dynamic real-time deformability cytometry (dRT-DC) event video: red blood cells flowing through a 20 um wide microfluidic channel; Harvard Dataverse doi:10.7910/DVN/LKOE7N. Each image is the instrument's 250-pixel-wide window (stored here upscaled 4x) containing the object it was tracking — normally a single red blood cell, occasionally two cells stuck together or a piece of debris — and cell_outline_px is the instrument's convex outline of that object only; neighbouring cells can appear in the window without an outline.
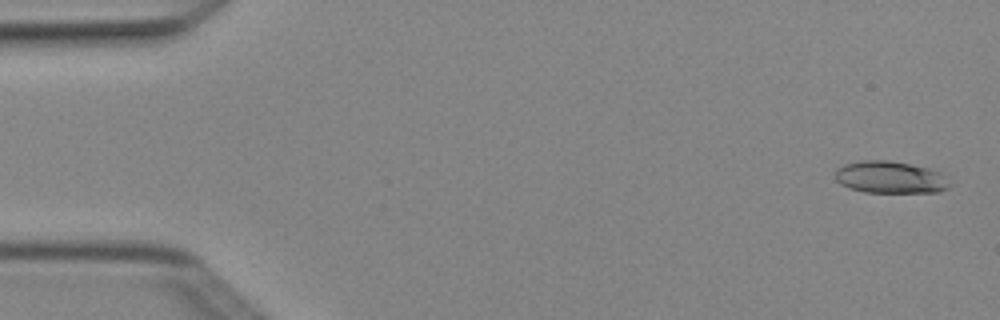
{"species": "Egyptian fruit bat (a non-hibernating species)", "species_latin": "Rousettus aegyptiacus", "temperature_condition": "cold", "stored_images_in_passage": 3, "camera_frame_rate_fps": 3000, "um_per_image_px": 0.085, "animal": {"sex": "female"}, "frame": {"image": 1, "passage_image": 1, "time_ms": 0.0, "image_size_px": [1000, 320], "cell_outline_px": [[952, 184], [948, 188], [940, 192], [864, 192], [848, 188], [840, 184], [836, 180], [836, 168], [844, 164], [860, 160], [888, 160], [928, 168], [940, 172], [948, 176]], "centroid_in_image_um": [75.69, 15.07], "position_along_channel_um": 9.3, "area_um2": 21.68}}
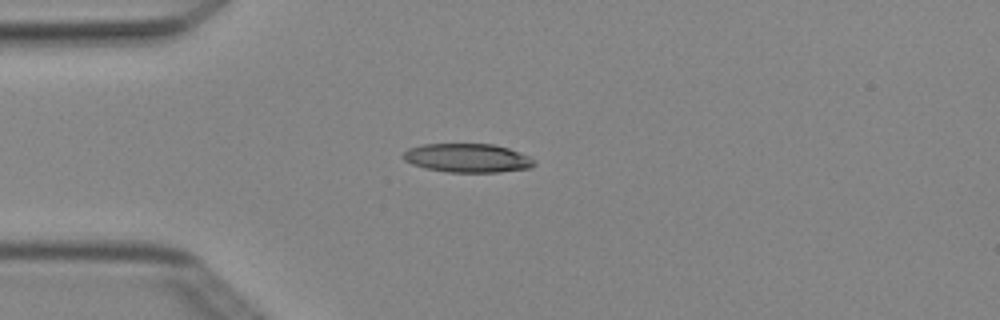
{"frame": {"image": 2, "passage_image": 3, "time_ms": 0.667, "image_size_px": [1000, 320], "cell_outline_px": [[536, 164], [532, 168], [500, 172], [448, 172], [428, 168], [412, 164], [404, 160], [400, 156], [408, 148], [424, 144], [492, 144], [508, 148], [528, 156], [536, 160]], "centroid_in_image_um": [39.75, 13.43], "position_along_channel_um": 45.3, "area_um2": 22.02}}